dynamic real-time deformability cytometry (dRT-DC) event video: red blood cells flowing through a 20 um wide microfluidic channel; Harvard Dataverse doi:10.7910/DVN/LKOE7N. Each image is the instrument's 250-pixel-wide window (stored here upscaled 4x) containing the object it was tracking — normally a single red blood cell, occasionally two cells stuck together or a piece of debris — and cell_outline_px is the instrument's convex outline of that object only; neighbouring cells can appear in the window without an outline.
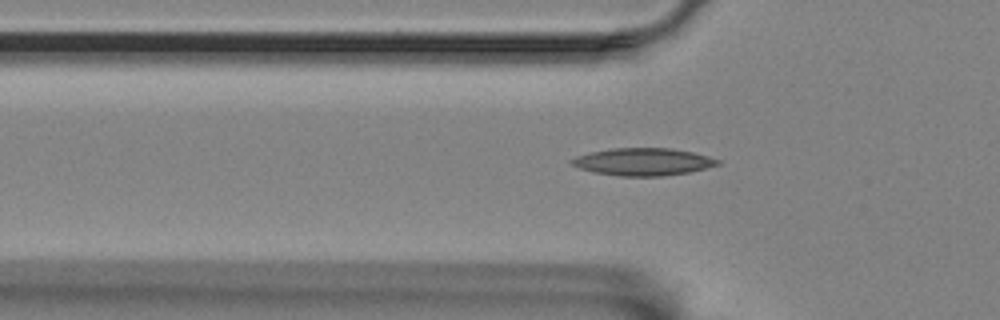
{"species": "Egyptian fruit bat (a non-hibernating species)", "species_latin": "Rousettus aegyptiacus", "temperature_condition": "room temperature", "stored_images_in_passage": 52, "camera_frame_rate_fps": 3000, "um_per_image_px": 0.085, "animal": {"sex": "female"}, "frame": {"image": 1, "passage_image": 18, "time_ms": 5.667, "image_size_px": [1000, 320], "cell_outline_px": [[720, 164], [688, 172], [664, 176], [620, 176], [592, 172], [568, 164], [568, 160], [576, 156], [592, 152], [612, 148], [672, 148], [692, 152], [708, 156], [720, 160]], "centroid_in_image_um": [54.61, 13.75], "position_along_channel_um": 71.2, "area_um2": 23.35}}
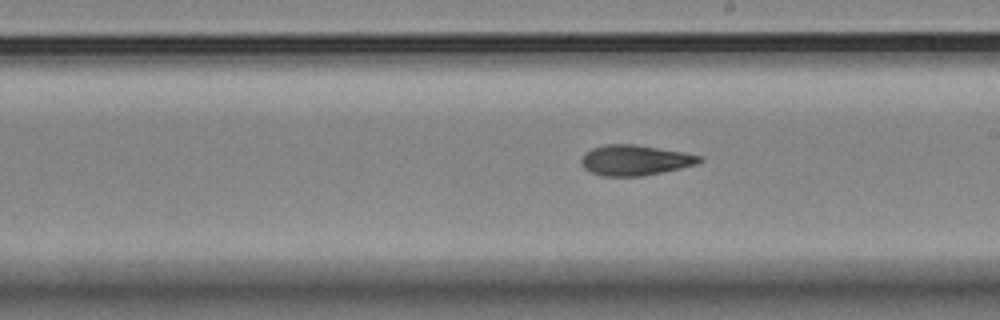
{"frame": {"image": 2, "passage_image": 32, "time_ms": 10.333, "image_size_px": [1000, 320], "cell_outline_px": [[704, 160], [696, 164], [680, 168], [640, 176], [600, 176], [584, 168], [580, 164], [580, 160], [592, 148], [604, 144], [636, 144], [680, 152], [700, 156]], "centroid_in_image_um": [53.93, 13.61], "position_along_channel_um": 235.1, "area_um2": 20.63}}
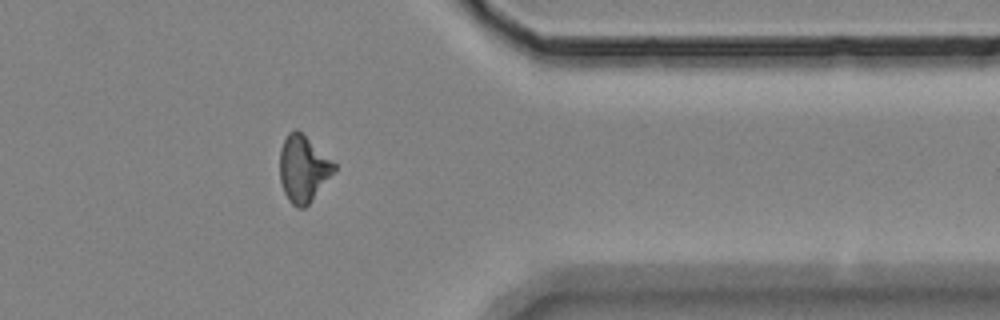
{"frame": {"image": 3, "passage_image": 46, "time_ms": 15.0, "image_size_px": [1000, 320], "cell_outline_px": [[336, 168], [312, 200], [304, 208], [296, 208], [288, 200], [284, 192], [280, 180], [280, 148], [288, 132], [292, 128], [296, 128], [336, 164]], "centroid_in_image_um": [25.74, 14.34], "position_along_channel_um": 385.7, "area_um2": 20.81}}